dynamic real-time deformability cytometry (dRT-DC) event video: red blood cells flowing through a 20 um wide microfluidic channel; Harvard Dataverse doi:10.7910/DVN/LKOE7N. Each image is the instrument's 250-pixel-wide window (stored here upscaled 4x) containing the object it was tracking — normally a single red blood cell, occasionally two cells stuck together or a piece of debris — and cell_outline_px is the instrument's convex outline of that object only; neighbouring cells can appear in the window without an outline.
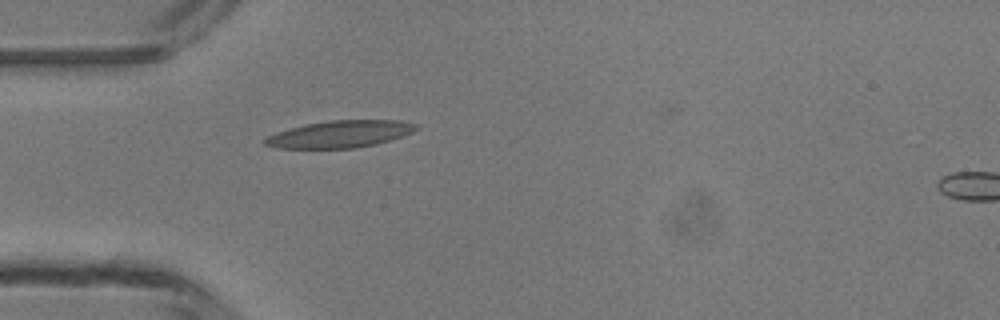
{"species": "common noctule bat (a hibernating species)", "species_latin": "Nyctalus noctula", "temperature_condition": "room temperature", "stored_images_in_passage": 29, "camera_frame_rate_fps": 3000, "um_per_image_px": 0.085, "animal": {"sex": "male", "body_mass_g": 13.3}, "frame": {"image": 1, "passage_image": 1, "time_ms": 0.0, "image_size_px": [1000, 320], "cell_outline_px": [[416, 128], [412, 132], [404, 136], [376, 144], [356, 148], [276, 148], [264, 144], [264, 140], [268, 136], [276, 132], [288, 128], [304, 124], [328, 120], [400, 120], [416, 124]], "centroid_in_image_um": [28.88, 11.39], "position_along_channel_um": 56.1, "area_um2": 23.87}}
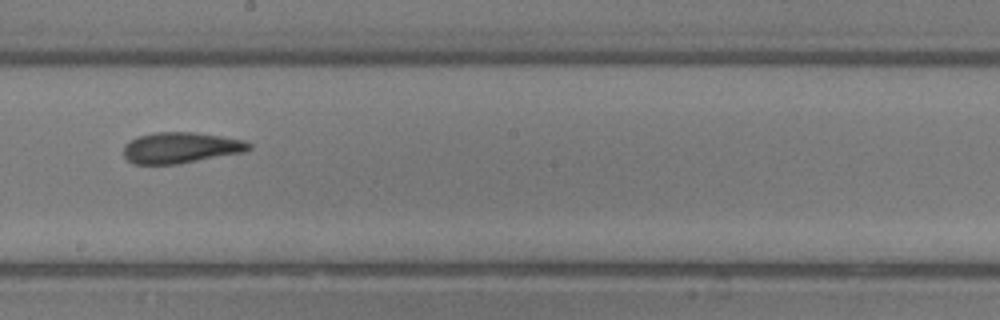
{"frame": {"image": 2, "passage_image": 14, "time_ms": 4.333, "image_size_px": [1000, 320], "cell_outline_px": [[252, 148], [244, 152], [180, 164], [132, 164], [124, 156], [124, 144], [128, 140], [136, 136], [156, 132], [192, 132], [220, 136], [244, 140], [252, 144]], "centroid_in_image_um": [15.34, 12.56], "position_along_channel_um": 232.9, "area_um2": 22.83}}
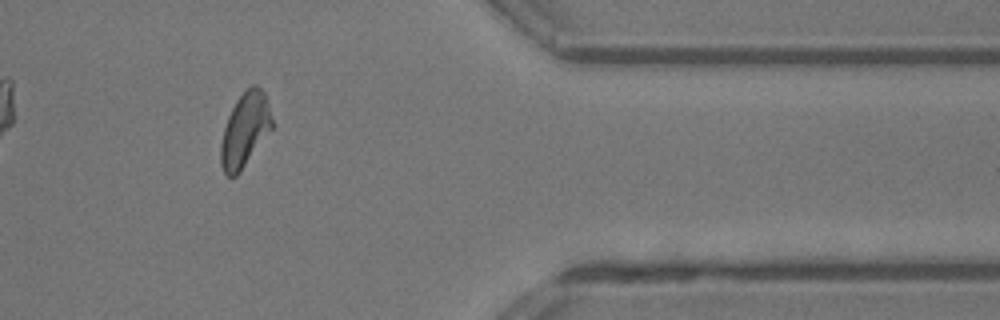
{"frame": {"image": 3, "passage_image": 27, "time_ms": 8.667, "image_size_px": [1000, 320], "cell_outline_px": [[272, 128], [240, 172], [236, 176], [228, 176], [224, 172], [220, 164], [220, 144], [224, 128], [228, 116], [236, 100], [252, 84], [256, 84], [264, 92], [272, 120]], "centroid_in_image_um": [20.79, 11.06], "position_along_channel_um": 390.6, "area_um2": 21.79}, "authors_computed_cell_mechanics": {"area_um2": 22.7732, "velocity_mm_per_s": 4.186, "shape_relaxation_time_tau1_ms": 9.0582, "shape_relaxation_time_tau2_ms": 2.012, "deformation_change_tau1": 0.2101, "deformation_change_tau2": 0.0887}}